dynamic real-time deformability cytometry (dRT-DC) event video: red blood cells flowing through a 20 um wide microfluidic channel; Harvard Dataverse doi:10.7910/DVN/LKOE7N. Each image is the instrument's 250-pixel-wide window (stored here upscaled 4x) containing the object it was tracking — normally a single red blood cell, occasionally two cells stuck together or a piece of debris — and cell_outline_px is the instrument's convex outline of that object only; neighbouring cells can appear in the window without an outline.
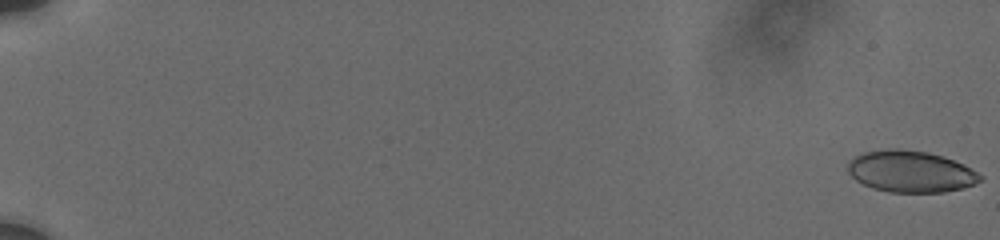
{"species": "human", "species_latin": "Homo sapiens", "temperature_condition": "cold", "stored_images_in_passage": 32, "camera_frame_rate_fps": 3000, "um_per_image_px": 0.085, "donor": {"sex": "male"}, "frame": {"image": 1, "passage_image": 1, "time_ms": 0.0, "image_size_px": [1000, 240], "cell_outline_px": [[984, 180], [964, 188], [944, 192], [888, 192], [872, 188], [856, 180], [848, 172], [848, 164], [856, 156], [864, 152], [896, 148], [928, 152], [964, 164], [984, 176]], "centroid_in_image_um": [77.45, 14.59], "position_along_channel_um": 7.6, "area_um2": 31.96}}
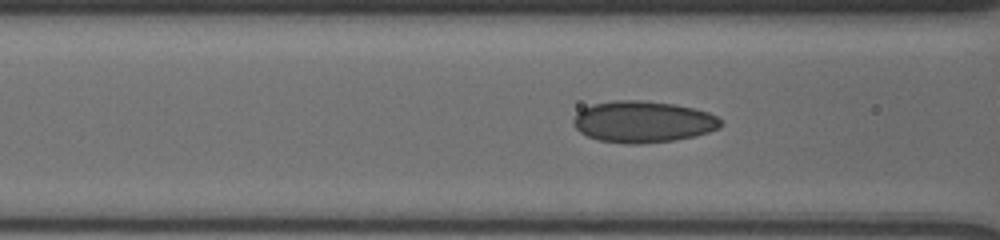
{"frame": {"image": 2, "passage_image": 23, "time_ms": 8.667, "image_size_px": [1000, 240], "cell_outline_px": [[724, 124], [720, 128], [696, 136], [676, 140], [640, 144], [624, 144], [600, 140], [588, 136], [580, 132], [572, 124], [572, 120], [584, 108], [592, 104], [616, 100], [640, 100], [672, 104], [692, 108], [708, 112], [716, 116]], "centroid_in_image_um": [54.67, 10.36], "position_along_channel_um": 111.9, "area_um2": 35.6}}
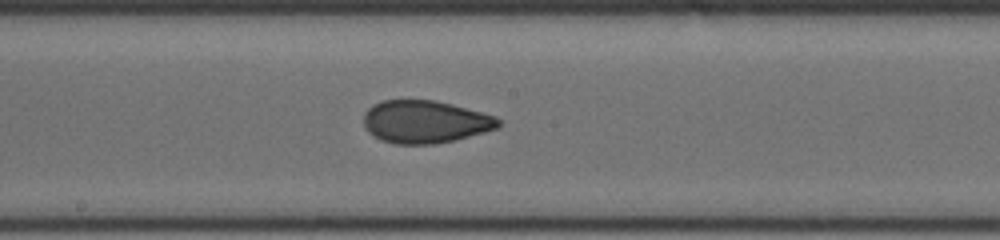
{"frame": {"image": 3, "passage_image": 32, "time_ms": 11.333, "image_size_px": [1000, 240], "cell_outline_px": [[500, 124], [496, 128], [484, 132], [456, 140], [436, 144], [396, 144], [380, 140], [368, 132], [364, 128], [364, 112], [372, 104], [380, 100], [436, 100], [452, 104], [496, 116], [500, 120]], "centroid_in_image_um": [36.1, 10.35], "position_along_channel_um": 212.1, "area_um2": 33.76}}